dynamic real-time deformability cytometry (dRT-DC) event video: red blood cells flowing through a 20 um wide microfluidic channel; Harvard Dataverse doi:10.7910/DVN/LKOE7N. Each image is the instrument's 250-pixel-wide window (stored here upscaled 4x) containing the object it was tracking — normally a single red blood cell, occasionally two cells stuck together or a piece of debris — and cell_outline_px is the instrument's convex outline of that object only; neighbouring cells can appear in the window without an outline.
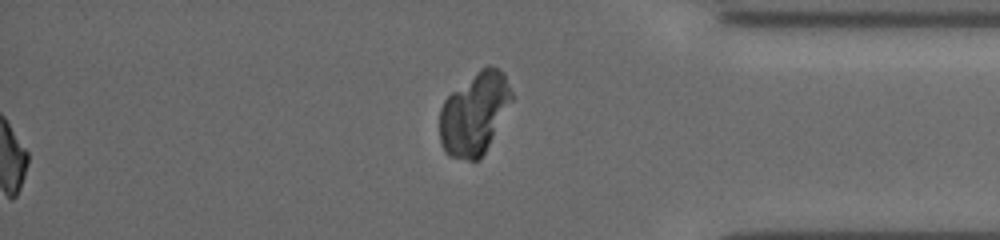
{"species": "common noctule bat (a hibernating species)", "species_latin": "Nyctalus noctula", "temperature_condition": "cold", "stored_images_in_passage": 55, "segment_of_instrument_passage": [2, 2], "camera_frame_rate_fps": 3000, "um_per_image_px": 0.085, "animal": {"sex": "female", "body_mass_g": 19.5, "forearm_length_mm": 54.1}, "frame": {"image": 1, "passage_image": 55, "time_ms": 18.0, "image_size_px": [1000, 240], "cell_outline_px": [[512, 100], [480, 160], [468, 160], [448, 156], [444, 152], [440, 144], [440, 108], [444, 100], [452, 92], [480, 68], [488, 64], [504, 72], [512, 92]], "centroid_in_image_um": [40.31, 9.65], "position_along_channel_um": 394.9, "area_um2": 34.33}}